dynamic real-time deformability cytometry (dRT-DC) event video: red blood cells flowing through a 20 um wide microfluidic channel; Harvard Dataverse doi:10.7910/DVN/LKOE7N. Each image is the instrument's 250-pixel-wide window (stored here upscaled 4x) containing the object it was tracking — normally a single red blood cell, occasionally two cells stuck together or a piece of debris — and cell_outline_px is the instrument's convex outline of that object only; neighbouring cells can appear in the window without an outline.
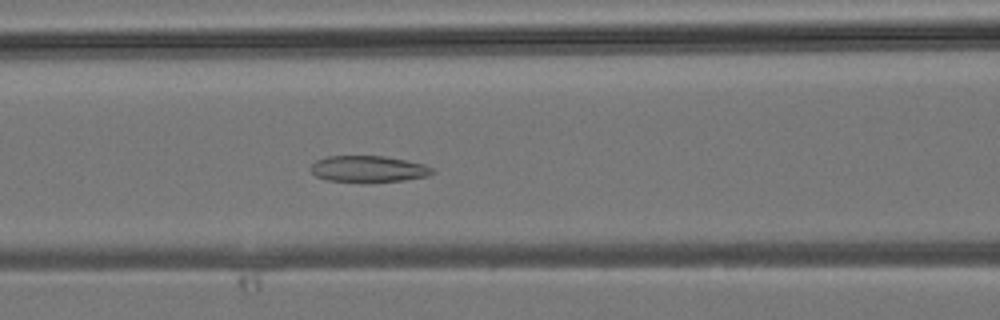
{"species": "common noctule bat (a hibernating species)", "species_latin": "Nyctalus noctula", "temperature_condition": "room temperature", "stored_images_in_passage": 33, "camera_frame_rate_fps": 3000, "um_per_image_px": 0.085, "animal": {"sex": "male", "body_mass_g": 19.2, "forearm_length_mm": 51.8}, "frame": {"image": 1, "passage_image": 15, "time_ms": 4.667, "image_size_px": [1000, 320], "cell_outline_px": [[436, 172], [428, 176], [404, 180], [328, 180], [316, 176], [312, 172], [312, 164], [316, 160], [328, 156], [384, 156], [424, 164], [432, 168]], "centroid_in_image_um": [31.34, 14.33], "position_along_channel_um": 135.3, "area_um2": 17.98}}
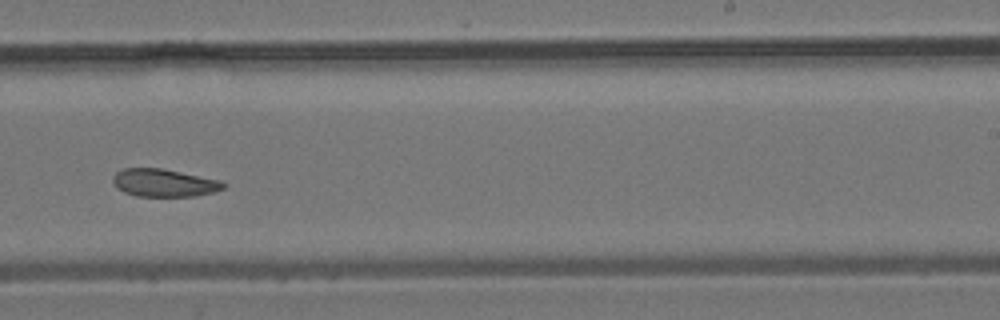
{"frame": {"image": 2, "passage_image": 23, "time_ms": 7.333, "image_size_px": [1000, 320], "cell_outline_px": [[228, 184], [224, 188], [212, 192], [196, 196], [136, 196], [124, 192], [116, 188], [112, 180], [112, 176], [116, 172], [124, 168], [160, 168], [220, 180]], "centroid_in_image_um": [13.92, 15.54], "position_along_channel_um": 275.1, "area_um2": 17.86}}
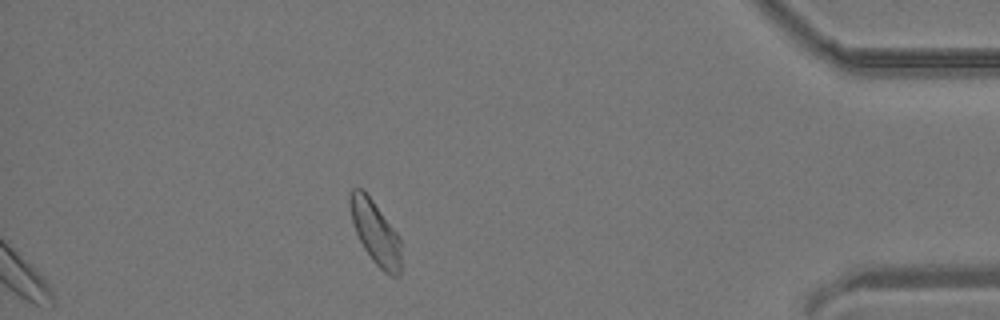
{"frame": {"image": 3, "passage_image": 33, "time_ms": 10.667, "image_size_px": [1000, 320], "cell_outline_px": [[400, 276], [392, 276], [384, 272], [372, 260], [364, 248], [352, 224], [348, 200], [352, 188], [364, 188], [400, 236]], "centroid_in_image_um": [31.89, 19.72], "position_along_channel_um": 403.3, "area_um2": 19.07}}